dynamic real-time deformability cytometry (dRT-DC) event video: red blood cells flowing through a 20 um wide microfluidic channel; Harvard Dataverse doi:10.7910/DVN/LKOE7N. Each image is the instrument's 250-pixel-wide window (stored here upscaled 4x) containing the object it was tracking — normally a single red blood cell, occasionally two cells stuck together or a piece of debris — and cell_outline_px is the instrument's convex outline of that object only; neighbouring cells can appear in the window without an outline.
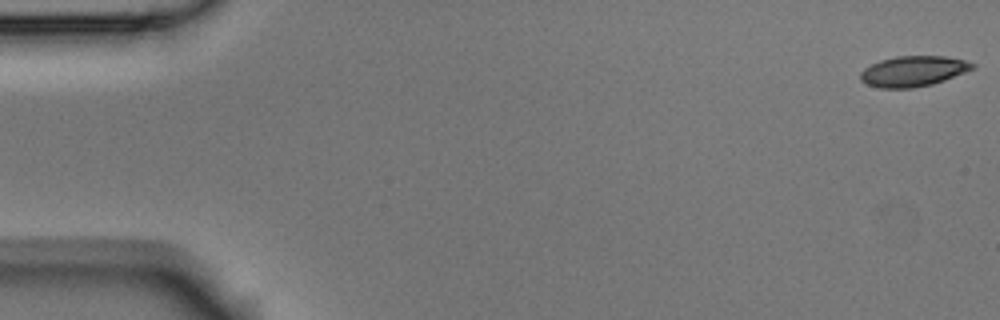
{"species": "Egyptian fruit bat (a non-hibernating species)", "species_latin": "Rousettus aegyptiacus", "temperature_condition": "room temperature", "stored_images_in_passage": 5, "camera_frame_rate_fps": 3000, "um_per_image_px": 0.085, "animal": {"sex": "male"}, "frame": {"image": 1, "passage_image": 1, "time_ms": 0.0, "image_size_px": [1000, 320], "cell_outline_px": [[976, 68], [944, 80], [932, 84], [912, 88], [880, 88], [868, 84], [860, 80], [860, 72], [864, 68], [880, 60], [896, 56], [944, 56], [964, 60], [976, 64]], "centroid_in_image_um": [77.63, 6.05], "position_along_channel_um": 7.4, "area_um2": 19.88}}
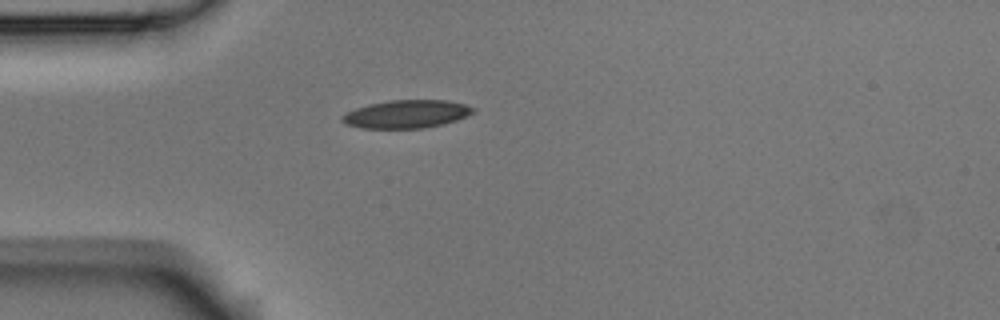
{"frame": {"image": 2, "passage_image": 5, "time_ms": 1.333, "image_size_px": [1000, 320], "cell_outline_px": [[476, 112], [468, 116], [456, 120], [424, 128], [360, 128], [344, 124], [340, 120], [340, 116], [356, 108], [368, 104], [392, 100], [448, 100], [464, 104], [476, 108]], "centroid_in_image_um": [34.55, 9.69], "position_along_channel_um": 50.5, "area_um2": 21.5}}